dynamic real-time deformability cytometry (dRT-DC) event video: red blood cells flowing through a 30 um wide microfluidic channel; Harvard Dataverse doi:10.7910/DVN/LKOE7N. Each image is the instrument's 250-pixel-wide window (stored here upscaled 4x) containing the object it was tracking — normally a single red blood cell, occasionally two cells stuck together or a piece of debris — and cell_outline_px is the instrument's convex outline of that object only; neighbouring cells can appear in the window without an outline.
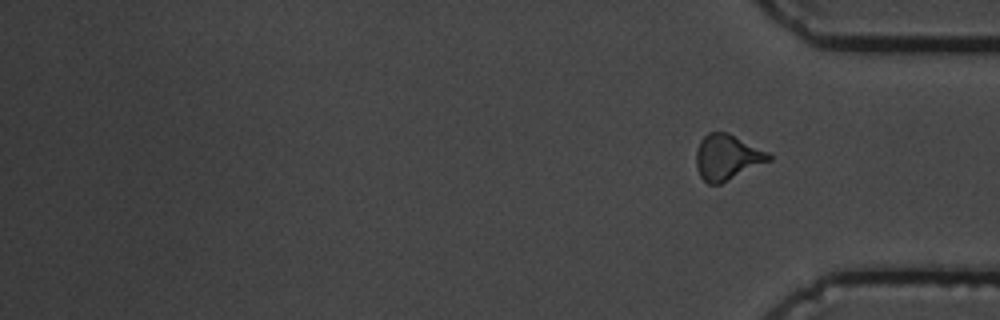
{"species": "common noctule bat (a hibernating species)", "species_latin": "Nyctalus noctula", "temperature_condition": "cold", "stored_images_in_passage": 18, "segment_of_instrument_passage": [2, 2], "camera_frame_rate_fps": 3000, "um_per_image_px": 0.085, "animal": {"sex": "male", "body_mass_g": 19.5, "forearm_length_mm": 54.6}, "frame": {"image": 1, "passage_image": 18, "time_ms": 19.333, "image_size_px": [1000, 320], "cell_outline_px": [[772, 160], [720, 184], [708, 184], [700, 176], [696, 168], [696, 152], [700, 140], [708, 132], [728, 132], [768, 152], [772, 156]], "centroid_in_image_um": [61.8, 13.36], "position_along_channel_um": 373.4, "area_um2": 19.31}}